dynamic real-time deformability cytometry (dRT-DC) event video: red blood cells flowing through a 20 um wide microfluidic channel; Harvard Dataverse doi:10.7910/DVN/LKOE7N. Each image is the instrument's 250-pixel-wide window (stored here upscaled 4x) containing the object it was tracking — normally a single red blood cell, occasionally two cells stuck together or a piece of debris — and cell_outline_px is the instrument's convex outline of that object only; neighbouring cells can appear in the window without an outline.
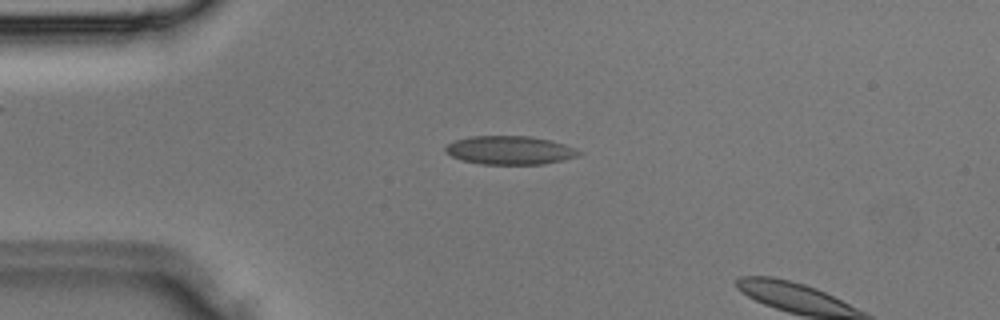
{"species": "Egyptian fruit bat (a non-hibernating species)", "species_latin": "Rousettus aegyptiacus", "temperature_condition": "room temperature", "stored_images_in_passage": 7, "camera_frame_rate_fps": 3000, "um_per_image_px": 0.085, "animal": {"sex": "male"}, "frame": {"image": 1, "passage_image": 5, "time_ms": 1.333, "image_size_px": [1000, 320], "cell_outline_px": [[584, 152], [576, 156], [544, 164], [480, 164], [460, 160], [444, 152], [444, 148], [448, 144], [456, 140], [472, 136], [532, 136], [564, 144], [576, 148]], "centroid_in_image_um": [43.31, 12.77], "position_along_channel_um": 41.7, "area_um2": 22.14}}